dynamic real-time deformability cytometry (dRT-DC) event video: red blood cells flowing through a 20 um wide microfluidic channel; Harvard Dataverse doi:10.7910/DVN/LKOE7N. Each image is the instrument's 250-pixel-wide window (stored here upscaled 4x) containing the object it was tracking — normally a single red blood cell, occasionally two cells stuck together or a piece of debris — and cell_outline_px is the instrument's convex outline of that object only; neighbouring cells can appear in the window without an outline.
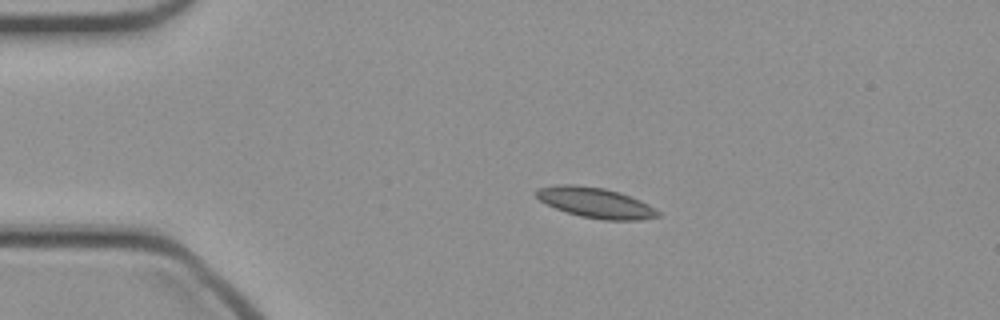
{"species": "common noctule bat (a hibernating species)", "species_latin": "Nyctalus noctula", "temperature_condition": "cold", "stored_images_in_passage": 39, "camera_frame_rate_fps": 3000, "um_per_image_px": 0.085, "animal": {"sex": "female", "body_mass_g": 21.9}, "frame": {"image": 1, "passage_image": 1, "time_ms": 0.0, "image_size_px": [1000, 320], "cell_outline_px": [[660, 216], [640, 220], [604, 220], [580, 216], [556, 208], [540, 200], [536, 196], [536, 192], [540, 188], [556, 184], [576, 184], [604, 188], [620, 192], [640, 200], [656, 208], [660, 212]], "centroid_in_image_um": [50.66, 17.22], "position_along_channel_um": 34.3, "area_um2": 21.44}}
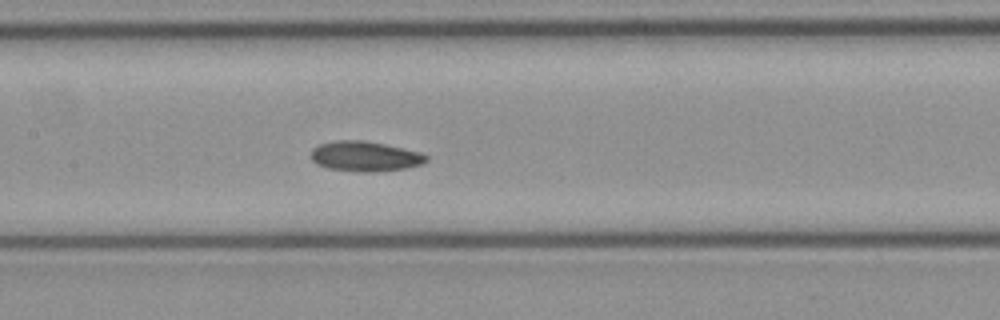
{"frame": {"image": 2, "passage_image": 14, "time_ms": 4.333, "image_size_px": [1000, 320], "cell_outline_px": [[428, 160], [424, 164], [404, 168], [368, 172], [328, 168], [316, 164], [312, 160], [312, 148], [320, 144], [336, 140], [364, 140], [384, 144], [420, 152], [428, 156]], "centroid_in_image_um": [31.03, 13.27], "position_along_channel_um": 176.4, "area_um2": 20.0}}
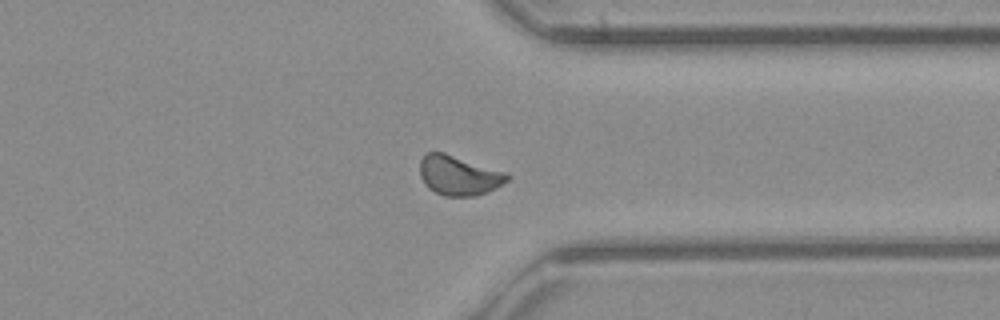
{"frame": {"image": 3, "passage_image": 28, "time_ms": 9.0, "image_size_px": [1000, 320], "cell_outline_px": [[512, 176], [508, 180], [496, 188], [488, 192], [476, 196], [444, 196], [428, 188], [424, 184], [420, 176], [420, 160], [428, 152], [444, 152], [508, 172]], "centroid_in_image_um": [39.03, 14.91], "position_along_channel_um": 372.4, "area_um2": 20.46}}